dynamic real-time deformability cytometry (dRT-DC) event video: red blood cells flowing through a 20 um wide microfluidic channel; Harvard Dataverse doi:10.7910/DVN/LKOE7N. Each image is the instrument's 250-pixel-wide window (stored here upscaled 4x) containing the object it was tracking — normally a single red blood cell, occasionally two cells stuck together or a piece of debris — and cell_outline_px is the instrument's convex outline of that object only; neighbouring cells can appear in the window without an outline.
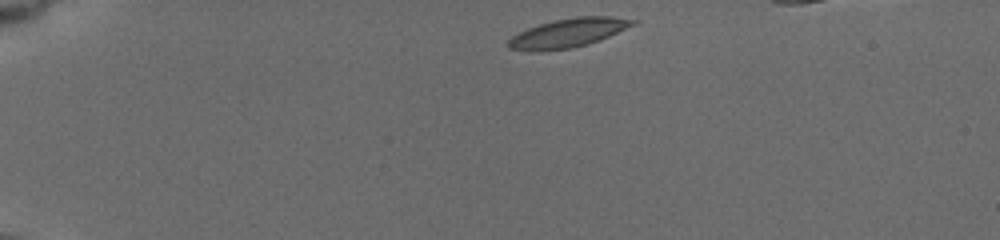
{"species": "common noctule bat (a hibernating species)", "species_latin": "Nyctalus noctula", "temperature_condition": "cold", "stored_images_in_passage": 44, "camera_frame_rate_fps": 3000, "um_per_image_px": 0.085, "animal": {"sex": "female", "body_mass_g": 19.5, "forearm_length_mm": 54.1}, "frame": {"image": 1, "passage_image": 1, "time_ms": 0.0, "image_size_px": [1000, 240], "cell_outline_px": [[640, 20], [636, 24], [608, 36], [588, 44], [572, 48], [540, 52], [528, 52], [508, 48], [508, 40], [512, 36], [528, 28], [540, 24], [556, 20], [576, 16], [612, 16]], "centroid_in_image_um": [48.29, 2.81], "position_along_channel_um": 36.7, "area_um2": 21.1}}
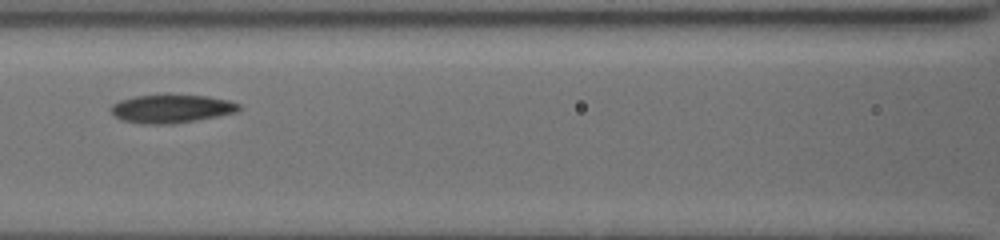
{"frame": {"image": 2, "passage_image": 25, "time_ms": 5.0, "image_size_px": [1000, 240], "cell_outline_px": [[240, 108], [236, 112], [196, 120], [172, 124], [144, 124], [120, 120], [112, 112], [112, 104], [120, 100], [132, 96], [168, 92], [208, 96], [228, 100], [240, 104]], "centroid_in_image_um": [14.55, 9.19], "position_along_channel_um": 152.1, "area_um2": 21.79}}
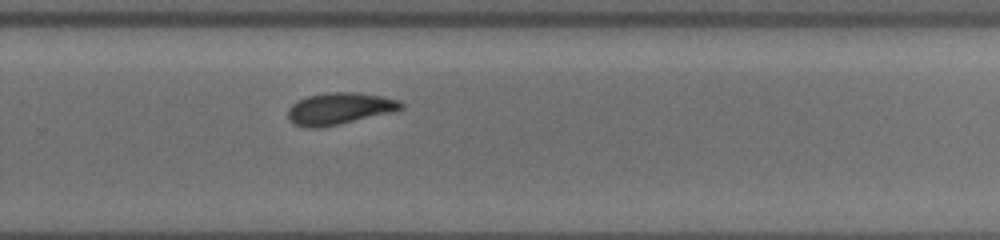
{"frame": {"image": 3, "passage_image": 43, "time_ms": 9.0, "image_size_px": [1000, 240], "cell_outline_px": [[404, 108], [396, 112], [316, 128], [308, 128], [296, 124], [288, 116], [288, 108], [292, 104], [308, 96], [328, 92], [356, 92], [380, 96], [400, 100], [404, 104]], "centroid_in_image_um": [28.92, 9.22], "position_along_channel_um": 300.9, "area_um2": 20.75}}